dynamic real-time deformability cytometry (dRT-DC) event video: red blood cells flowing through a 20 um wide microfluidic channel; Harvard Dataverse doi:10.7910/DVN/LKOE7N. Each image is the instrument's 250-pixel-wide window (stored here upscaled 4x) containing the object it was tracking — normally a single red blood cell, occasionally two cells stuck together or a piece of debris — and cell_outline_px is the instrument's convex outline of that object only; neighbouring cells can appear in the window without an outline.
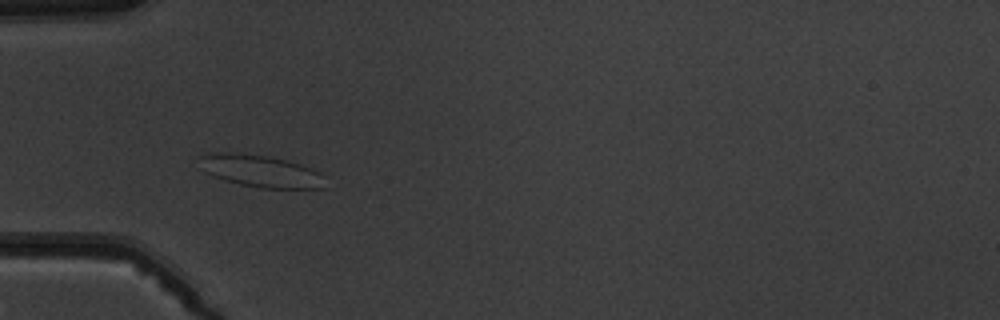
{"species": "common noctule bat (a hibernating species)", "species_latin": "Nyctalus noctula", "temperature_condition": "warm", "stored_images_in_passage": 4, "camera_frame_rate_fps": 3000, "um_per_image_px": 0.085, "animal": {"sex": "male", "body_mass_g": 19.5, "forearm_length_mm": 54.6}, "frame": {"image": 1, "passage_image": 3, "time_ms": 3.0, "image_size_px": [1000, 320], "cell_outline_px": [[324, 188], [260, 188], [240, 184], [224, 180], [204, 172], [196, 156], [212, 152], [228, 152], [268, 156], [300, 164], [320, 172], [324, 176]], "centroid_in_image_um": [22.1, 14.53], "position_along_channel_um": 62.9, "area_um2": 23.58}}
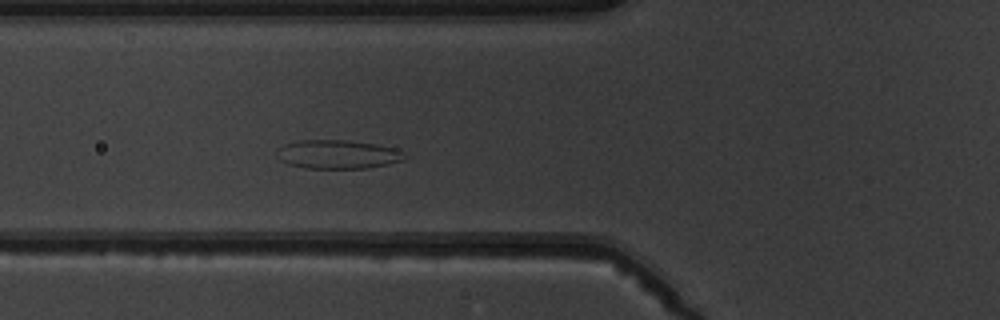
{"frame": {"image": 2, "passage_image": 4, "time_ms": 4.0, "image_size_px": [1000, 320], "cell_outline_px": [[408, 156], [404, 160], [388, 164], [368, 168], [304, 168], [288, 164], [280, 160], [280, 148], [284, 144], [300, 140], [348, 140], [376, 144], [396, 148], [404, 152]], "centroid_in_image_um": [28.79, 13.12], "position_along_channel_um": 97.0, "area_um2": 21.39}}